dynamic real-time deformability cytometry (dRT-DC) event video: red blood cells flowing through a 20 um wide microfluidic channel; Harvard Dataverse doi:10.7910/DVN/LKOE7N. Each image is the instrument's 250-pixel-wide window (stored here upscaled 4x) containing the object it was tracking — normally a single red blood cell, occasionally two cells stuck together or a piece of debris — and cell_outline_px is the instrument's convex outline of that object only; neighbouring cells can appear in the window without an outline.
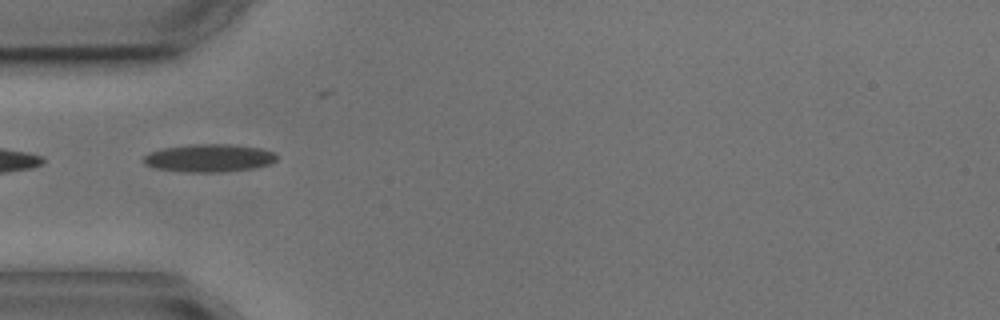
{"species": "common noctule bat (a hibernating species)", "species_latin": "Nyctalus noctula", "temperature_condition": "cold", "stored_images_in_passage": 7, "camera_frame_rate_fps": 3000, "um_per_image_px": 0.085, "animal": {"sex": "male", "body_mass_g": 17.9, "forearm_length_mm": 54.2}, "frame": {"image": 1, "passage_image": 4, "time_ms": 3.667, "image_size_px": [1000, 320], "cell_outline_px": [[276, 160], [272, 164], [252, 168], [220, 172], [184, 172], [152, 168], [144, 164], [144, 156], [148, 152], [160, 148], [188, 144], [232, 144], [264, 148], [272, 152], [276, 156]], "centroid_in_image_um": [17.73, 13.42], "position_along_channel_um": 67.3, "area_um2": 21.96}}